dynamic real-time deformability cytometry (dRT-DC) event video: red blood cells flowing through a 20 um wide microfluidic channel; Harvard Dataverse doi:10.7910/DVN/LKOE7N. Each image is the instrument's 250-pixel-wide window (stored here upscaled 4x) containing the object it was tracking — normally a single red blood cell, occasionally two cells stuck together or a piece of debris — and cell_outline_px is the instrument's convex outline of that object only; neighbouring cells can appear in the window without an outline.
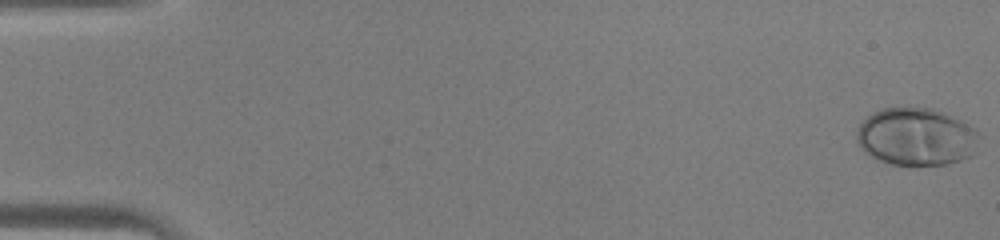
{"species": "human", "species_latin": "Homo sapiens", "temperature_condition": "warm", "stored_images_in_passage": 46, "camera_frame_rate_fps": 3000, "um_per_image_px": 0.085, "donor": {"sex": "male"}, "frame": {"image": 1, "passage_image": 1, "time_ms": 0.0, "image_size_px": [1000, 240], "cell_outline_px": [[980, 136], [976, 152], [972, 156], [948, 164], [892, 164], [876, 160], [864, 152], [860, 148], [856, 140], [856, 132], [860, 124], [872, 112], [884, 108], [932, 108], [944, 112], [960, 120], [972, 128]], "centroid_in_image_um": [77.87, 11.63], "position_along_channel_um": 7.1, "area_um2": 41.21}}
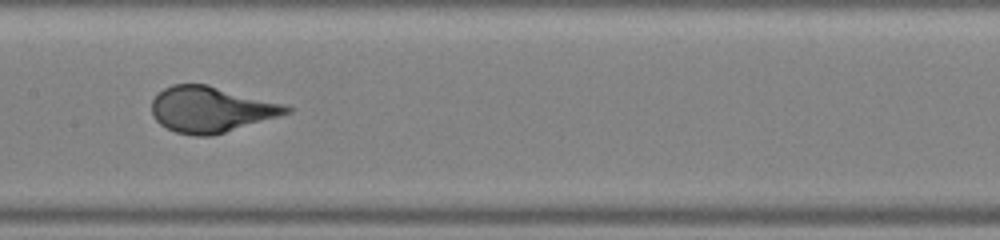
{"frame": {"image": 2, "passage_image": 24, "time_ms": 7.667, "image_size_px": [1000, 240], "cell_outline_px": [[292, 112], [212, 136], [196, 136], [176, 132], [160, 124], [152, 116], [152, 100], [164, 88], [172, 84], [208, 84], [284, 104], [292, 108]], "centroid_in_image_um": [17.92, 9.3], "position_along_channel_um": 189.5, "area_um2": 35.78}}
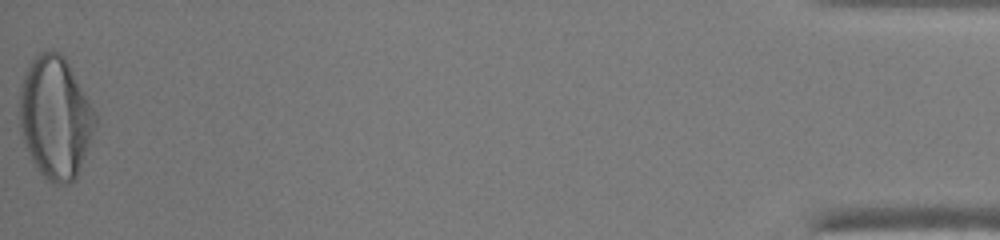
{"frame": {"image": 3, "passage_image": 46, "time_ms": 15.0, "image_size_px": [1000, 240], "cell_outline_px": [[96, 124], [76, 180], [68, 184], [56, 184], [48, 180], [40, 172], [32, 160], [24, 144], [20, 124], [20, 88], [24, 76], [32, 60], [40, 52], [60, 52], [64, 56], [96, 112]], "centroid_in_image_um": [4.71, 10.01], "position_along_channel_um": 430.5, "area_um2": 53.35}}